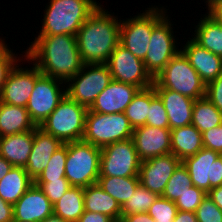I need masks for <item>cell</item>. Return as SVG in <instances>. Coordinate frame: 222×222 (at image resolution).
<instances>
[{"label":"cell","mask_w":222,"mask_h":222,"mask_svg":"<svg viewBox=\"0 0 222 222\" xmlns=\"http://www.w3.org/2000/svg\"><path fill=\"white\" fill-rule=\"evenodd\" d=\"M26 50L24 57L47 76L67 82L82 68L76 36L60 34L38 36Z\"/></svg>","instance_id":"obj_1"},{"label":"cell","mask_w":222,"mask_h":222,"mask_svg":"<svg viewBox=\"0 0 222 222\" xmlns=\"http://www.w3.org/2000/svg\"><path fill=\"white\" fill-rule=\"evenodd\" d=\"M101 6L89 16L76 34L84 64H106L120 42L121 20Z\"/></svg>","instance_id":"obj_2"},{"label":"cell","mask_w":222,"mask_h":222,"mask_svg":"<svg viewBox=\"0 0 222 222\" xmlns=\"http://www.w3.org/2000/svg\"><path fill=\"white\" fill-rule=\"evenodd\" d=\"M38 36L74 35L98 8L96 0H50Z\"/></svg>","instance_id":"obj_3"},{"label":"cell","mask_w":222,"mask_h":222,"mask_svg":"<svg viewBox=\"0 0 222 222\" xmlns=\"http://www.w3.org/2000/svg\"><path fill=\"white\" fill-rule=\"evenodd\" d=\"M87 112L88 108L66 94L39 128L63 143L80 141L85 133Z\"/></svg>","instance_id":"obj_4"},{"label":"cell","mask_w":222,"mask_h":222,"mask_svg":"<svg viewBox=\"0 0 222 222\" xmlns=\"http://www.w3.org/2000/svg\"><path fill=\"white\" fill-rule=\"evenodd\" d=\"M152 86L169 89L194 100L206 94V84L182 51H179L154 78Z\"/></svg>","instance_id":"obj_5"},{"label":"cell","mask_w":222,"mask_h":222,"mask_svg":"<svg viewBox=\"0 0 222 222\" xmlns=\"http://www.w3.org/2000/svg\"><path fill=\"white\" fill-rule=\"evenodd\" d=\"M101 148L83 140L67 143L65 177L71 186L86 188L99 178Z\"/></svg>","instance_id":"obj_6"},{"label":"cell","mask_w":222,"mask_h":222,"mask_svg":"<svg viewBox=\"0 0 222 222\" xmlns=\"http://www.w3.org/2000/svg\"><path fill=\"white\" fill-rule=\"evenodd\" d=\"M133 127L125 113L104 114L88 109L83 141L97 147L132 138Z\"/></svg>","instance_id":"obj_7"},{"label":"cell","mask_w":222,"mask_h":222,"mask_svg":"<svg viewBox=\"0 0 222 222\" xmlns=\"http://www.w3.org/2000/svg\"><path fill=\"white\" fill-rule=\"evenodd\" d=\"M165 13L164 8L153 6L134 18L121 20L119 43L143 60L148 51L152 29L166 15Z\"/></svg>","instance_id":"obj_8"},{"label":"cell","mask_w":222,"mask_h":222,"mask_svg":"<svg viewBox=\"0 0 222 222\" xmlns=\"http://www.w3.org/2000/svg\"><path fill=\"white\" fill-rule=\"evenodd\" d=\"M111 81L107 64H84L83 68L66 82L69 84L66 87V94L89 109Z\"/></svg>","instance_id":"obj_9"},{"label":"cell","mask_w":222,"mask_h":222,"mask_svg":"<svg viewBox=\"0 0 222 222\" xmlns=\"http://www.w3.org/2000/svg\"><path fill=\"white\" fill-rule=\"evenodd\" d=\"M141 160L132 138L101 148L99 177H138Z\"/></svg>","instance_id":"obj_10"},{"label":"cell","mask_w":222,"mask_h":222,"mask_svg":"<svg viewBox=\"0 0 222 222\" xmlns=\"http://www.w3.org/2000/svg\"><path fill=\"white\" fill-rule=\"evenodd\" d=\"M62 83L66 84L63 80L42 74L37 68V81L26 106L35 126L39 127L66 95V88H60Z\"/></svg>","instance_id":"obj_11"},{"label":"cell","mask_w":222,"mask_h":222,"mask_svg":"<svg viewBox=\"0 0 222 222\" xmlns=\"http://www.w3.org/2000/svg\"><path fill=\"white\" fill-rule=\"evenodd\" d=\"M168 16H164L152 29L148 51L143 59L147 72L154 79L169 61L181 50L172 33L173 28ZM178 49V50H177Z\"/></svg>","instance_id":"obj_12"},{"label":"cell","mask_w":222,"mask_h":222,"mask_svg":"<svg viewBox=\"0 0 222 222\" xmlns=\"http://www.w3.org/2000/svg\"><path fill=\"white\" fill-rule=\"evenodd\" d=\"M106 64L114 81L137 86L140 90L153 85L154 79L147 72L144 61L134 56L120 43Z\"/></svg>","instance_id":"obj_13"},{"label":"cell","mask_w":222,"mask_h":222,"mask_svg":"<svg viewBox=\"0 0 222 222\" xmlns=\"http://www.w3.org/2000/svg\"><path fill=\"white\" fill-rule=\"evenodd\" d=\"M182 164L193 185L206 193L222 185V154L219 152L203 147L195 155L186 157Z\"/></svg>","instance_id":"obj_14"},{"label":"cell","mask_w":222,"mask_h":222,"mask_svg":"<svg viewBox=\"0 0 222 222\" xmlns=\"http://www.w3.org/2000/svg\"><path fill=\"white\" fill-rule=\"evenodd\" d=\"M181 163L172 153L141 161L139 182L152 193L162 196L166 184Z\"/></svg>","instance_id":"obj_15"},{"label":"cell","mask_w":222,"mask_h":222,"mask_svg":"<svg viewBox=\"0 0 222 222\" xmlns=\"http://www.w3.org/2000/svg\"><path fill=\"white\" fill-rule=\"evenodd\" d=\"M37 81V67L33 64L31 69L19 68V64L10 70L3 90L0 95V102L9 105L26 107L29 97Z\"/></svg>","instance_id":"obj_16"},{"label":"cell","mask_w":222,"mask_h":222,"mask_svg":"<svg viewBox=\"0 0 222 222\" xmlns=\"http://www.w3.org/2000/svg\"><path fill=\"white\" fill-rule=\"evenodd\" d=\"M132 139L141 161L171 153V130L138 126L133 129Z\"/></svg>","instance_id":"obj_17"},{"label":"cell","mask_w":222,"mask_h":222,"mask_svg":"<svg viewBox=\"0 0 222 222\" xmlns=\"http://www.w3.org/2000/svg\"><path fill=\"white\" fill-rule=\"evenodd\" d=\"M53 214V204L35 183L13 205L14 220L41 222Z\"/></svg>","instance_id":"obj_18"},{"label":"cell","mask_w":222,"mask_h":222,"mask_svg":"<svg viewBox=\"0 0 222 222\" xmlns=\"http://www.w3.org/2000/svg\"><path fill=\"white\" fill-rule=\"evenodd\" d=\"M139 90L137 86L112 80L89 110L104 114L124 113Z\"/></svg>","instance_id":"obj_19"},{"label":"cell","mask_w":222,"mask_h":222,"mask_svg":"<svg viewBox=\"0 0 222 222\" xmlns=\"http://www.w3.org/2000/svg\"><path fill=\"white\" fill-rule=\"evenodd\" d=\"M64 143L44 132L41 128H34V142L25 170L35 181L48 165L53 153Z\"/></svg>","instance_id":"obj_20"},{"label":"cell","mask_w":222,"mask_h":222,"mask_svg":"<svg viewBox=\"0 0 222 222\" xmlns=\"http://www.w3.org/2000/svg\"><path fill=\"white\" fill-rule=\"evenodd\" d=\"M189 39L183 50L181 48L180 50L207 85L222 74V58L200 46L193 39Z\"/></svg>","instance_id":"obj_21"},{"label":"cell","mask_w":222,"mask_h":222,"mask_svg":"<svg viewBox=\"0 0 222 222\" xmlns=\"http://www.w3.org/2000/svg\"><path fill=\"white\" fill-rule=\"evenodd\" d=\"M154 89L163 101L170 130L191 125L194 99L169 89Z\"/></svg>","instance_id":"obj_22"},{"label":"cell","mask_w":222,"mask_h":222,"mask_svg":"<svg viewBox=\"0 0 222 222\" xmlns=\"http://www.w3.org/2000/svg\"><path fill=\"white\" fill-rule=\"evenodd\" d=\"M34 142V129L0 137V155L15 167L27 165Z\"/></svg>","instance_id":"obj_23"},{"label":"cell","mask_w":222,"mask_h":222,"mask_svg":"<svg viewBox=\"0 0 222 222\" xmlns=\"http://www.w3.org/2000/svg\"><path fill=\"white\" fill-rule=\"evenodd\" d=\"M202 148V133L194 125L171 130V153L181 161L195 155Z\"/></svg>","instance_id":"obj_24"},{"label":"cell","mask_w":222,"mask_h":222,"mask_svg":"<svg viewBox=\"0 0 222 222\" xmlns=\"http://www.w3.org/2000/svg\"><path fill=\"white\" fill-rule=\"evenodd\" d=\"M35 127L26 107L0 102V137L28 132Z\"/></svg>","instance_id":"obj_25"},{"label":"cell","mask_w":222,"mask_h":222,"mask_svg":"<svg viewBox=\"0 0 222 222\" xmlns=\"http://www.w3.org/2000/svg\"><path fill=\"white\" fill-rule=\"evenodd\" d=\"M84 205L85 211L102 213L113 220L121 219L122 207L97 183L84 188Z\"/></svg>","instance_id":"obj_26"},{"label":"cell","mask_w":222,"mask_h":222,"mask_svg":"<svg viewBox=\"0 0 222 222\" xmlns=\"http://www.w3.org/2000/svg\"><path fill=\"white\" fill-rule=\"evenodd\" d=\"M33 184L24 167L13 166L0 180V197L14 205Z\"/></svg>","instance_id":"obj_27"},{"label":"cell","mask_w":222,"mask_h":222,"mask_svg":"<svg viewBox=\"0 0 222 222\" xmlns=\"http://www.w3.org/2000/svg\"><path fill=\"white\" fill-rule=\"evenodd\" d=\"M204 15L195 27L192 39L208 51L222 58V23L209 13Z\"/></svg>","instance_id":"obj_28"},{"label":"cell","mask_w":222,"mask_h":222,"mask_svg":"<svg viewBox=\"0 0 222 222\" xmlns=\"http://www.w3.org/2000/svg\"><path fill=\"white\" fill-rule=\"evenodd\" d=\"M85 211L84 188L72 186L53 204V214L68 222H77Z\"/></svg>","instance_id":"obj_29"},{"label":"cell","mask_w":222,"mask_h":222,"mask_svg":"<svg viewBox=\"0 0 222 222\" xmlns=\"http://www.w3.org/2000/svg\"><path fill=\"white\" fill-rule=\"evenodd\" d=\"M97 184L122 207L140 184L139 177H99Z\"/></svg>","instance_id":"obj_30"},{"label":"cell","mask_w":222,"mask_h":222,"mask_svg":"<svg viewBox=\"0 0 222 222\" xmlns=\"http://www.w3.org/2000/svg\"><path fill=\"white\" fill-rule=\"evenodd\" d=\"M191 124L203 133L222 124V112L204 96L194 101Z\"/></svg>","instance_id":"obj_31"},{"label":"cell","mask_w":222,"mask_h":222,"mask_svg":"<svg viewBox=\"0 0 222 222\" xmlns=\"http://www.w3.org/2000/svg\"><path fill=\"white\" fill-rule=\"evenodd\" d=\"M149 109L150 87L139 90L133 97L131 103L126 107L124 113L133 129L146 124Z\"/></svg>","instance_id":"obj_32"},{"label":"cell","mask_w":222,"mask_h":222,"mask_svg":"<svg viewBox=\"0 0 222 222\" xmlns=\"http://www.w3.org/2000/svg\"><path fill=\"white\" fill-rule=\"evenodd\" d=\"M190 186H193V183L189 172L181 163L166 184L162 197L175 202Z\"/></svg>","instance_id":"obj_33"},{"label":"cell","mask_w":222,"mask_h":222,"mask_svg":"<svg viewBox=\"0 0 222 222\" xmlns=\"http://www.w3.org/2000/svg\"><path fill=\"white\" fill-rule=\"evenodd\" d=\"M157 198V194L139 184L130 200L122 206V216L148 212Z\"/></svg>","instance_id":"obj_34"},{"label":"cell","mask_w":222,"mask_h":222,"mask_svg":"<svg viewBox=\"0 0 222 222\" xmlns=\"http://www.w3.org/2000/svg\"><path fill=\"white\" fill-rule=\"evenodd\" d=\"M66 159L67 143H64L53 153L48 165L34 182H50L51 180L66 178Z\"/></svg>","instance_id":"obj_35"},{"label":"cell","mask_w":222,"mask_h":222,"mask_svg":"<svg viewBox=\"0 0 222 222\" xmlns=\"http://www.w3.org/2000/svg\"><path fill=\"white\" fill-rule=\"evenodd\" d=\"M146 125L169 129V119L163 101L156 94L153 86L150 87V109Z\"/></svg>","instance_id":"obj_36"},{"label":"cell","mask_w":222,"mask_h":222,"mask_svg":"<svg viewBox=\"0 0 222 222\" xmlns=\"http://www.w3.org/2000/svg\"><path fill=\"white\" fill-rule=\"evenodd\" d=\"M178 212L175 202L162 196H158L148 210V214L156 222H173Z\"/></svg>","instance_id":"obj_37"},{"label":"cell","mask_w":222,"mask_h":222,"mask_svg":"<svg viewBox=\"0 0 222 222\" xmlns=\"http://www.w3.org/2000/svg\"><path fill=\"white\" fill-rule=\"evenodd\" d=\"M207 196V193L197 188L190 186L187 190L175 201V205L180 211L194 212L201 204L202 200Z\"/></svg>","instance_id":"obj_38"},{"label":"cell","mask_w":222,"mask_h":222,"mask_svg":"<svg viewBox=\"0 0 222 222\" xmlns=\"http://www.w3.org/2000/svg\"><path fill=\"white\" fill-rule=\"evenodd\" d=\"M39 186L52 204L58 202L72 186L66 178L51 180L50 182H34Z\"/></svg>","instance_id":"obj_39"},{"label":"cell","mask_w":222,"mask_h":222,"mask_svg":"<svg viewBox=\"0 0 222 222\" xmlns=\"http://www.w3.org/2000/svg\"><path fill=\"white\" fill-rule=\"evenodd\" d=\"M12 51L9 50L4 40L0 38V95L10 70L15 66L17 61L20 62L19 57L16 59L17 56Z\"/></svg>","instance_id":"obj_40"},{"label":"cell","mask_w":222,"mask_h":222,"mask_svg":"<svg viewBox=\"0 0 222 222\" xmlns=\"http://www.w3.org/2000/svg\"><path fill=\"white\" fill-rule=\"evenodd\" d=\"M195 214L198 222H222V211L208 195L202 200Z\"/></svg>","instance_id":"obj_41"},{"label":"cell","mask_w":222,"mask_h":222,"mask_svg":"<svg viewBox=\"0 0 222 222\" xmlns=\"http://www.w3.org/2000/svg\"><path fill=\"white\" fill-rule=\"evenodd\" d=\"M203 147L222 154V124L202 133Z\"/></svg>","instance_id":"obj_42"},{"label":"cell","mask_w":222,"mask_h":222,"mask_svg":"<svg viewBox=\"0 0 222 222\" xmlns=\"http://www.w3.org/2000/svg\"><path fill=\"white\" fill-rule=\"evenodd\" d=\"M205 97L222 112V74L206 85Z\"/></svg>","instance_id":"obj_43"},{"label":"cell","mask_w":222,"mask_h":222,"mask_svg":"<svg viewBox=\"0 0 222 222\" xmlns=\"http://www.w3.org/2000/svg\"><path fill=\"white\" fill-rule=\"evenodd\" d=\"M112 220L111 217L102 213L84 211L77 222H111Z\"/></svg>","instance_id":"obj_44"},{"label":"cell","mask_w":222,"mask_h":222,"mask_svg":"<svg viewBox=\"0 0 222 222\" xmlns=\"http://www.w3.org/2000/svg\"><path fill=\"white\" fill-rule=\"evenodd\" d=\"M13 220V204L0 197V222H12Z\"/></svg>","instance_id":"obj_45"},{"label":"cell","mask_w":222,"mask_h":222,"mask_svg":"<svg viewBox=\"0 0 222 222\" xmlns=\"http://www.w3.org/2000/svg\"><path fill=\"white\" fill-rule=\"evenodd\" d=\"M123 222H156L147 212L121 216Z\"/></svg>","instance_id":"obj_46"},{"label":"cell","mask_w":222,"mask_h":222,"mask_svg":"<svg viewBox=\"0 0 222 222\" xmlns=\"http://www.w3.org/2000/svg\"><path fill=\"white\" fill-rule=\"evenodd\" d=\"M207 195L215 203V205L222 211V185L211 189L207 193Z\"/></svg>","instance_id":"obj_47"},{"label":"cell","mask_w":222,"mask_h":222,"mask_svg":"<svg viewBox=\"0 0 222 222\" xmlns=\"http://www.w3.org/2000/svg\"><path fill=\"white\" fill-rule=\"evenodd\" d=\"M173 222H198V220L194 212L178 210Z\"/></svg>","instance_id":"obj_48"},{"label":"cell","mask_w":222,"mask_h":222,"mask_svg":"<svg viewBox=\"0 0 222 222\" xmlns=\"http://www.w3.org/2000/svg\"><path fill=\"white\" fill-rule=\"evenodd\" d=\"M208 13L218 22L222 23V1L213 6Z\"/></svg>","instance_id":"obj_49"},{"label":"cell","mask_w":222,"mask_h":222,"mask_svg":"<svg viewBox=\"0 0 222 222\" xmlns=\"http://www.w3.org/2000/svg\"><path fill=\"white\" fill-rule=\"evenodd\" d=\"M13 168L5 158L0 155V180Z\"/></svg>","instance_id":"obj_50"},{"label":"cell","mask_w":222,"mask_h":222,"mask_svg":"<svg viewBox=\"0 0 222 222\" xmlns=\"http://www.w3.org/2000/svg\"><path fill=\"white\" fill-rule=\"evenodd\" d=\"M41 222H68V221L64 220L63 218L59 216L52 214L51 216L47 217Z\"/></svg>","instance_id":"obj_51"},{"label":"cell","mask_w":222,"mask_h":222,"mask_svg":"<svg viewBox=\"0 0 222 222\" xmlns=\"http://www.w3.org/2000/svg\"><path fill=\"white\" fill-rule=\"evenodd\" d=\"M222 0H207L206 4L208 3V11L215 6L218 2H221Z\"/></svg>","instance_id":"obj_52"},{"label":"cell","mask_w":222,"mask_h":222,"mask_svg":"<svg viewBox=\"0 0 222 222\" xmlns=\"http://www.w3.org/2000/svg\"><path fill=\"white\" fill-rule=\"evenodd\" d=\"M111 222H123L122 219L112 220Z\"/></svg>","instance_id":"obj_53"},{"label":"cell","mask_w":222,"mask_h":222,"mask_svg":"<svg viewBox=\"0 0 222 222\" xmlns=\"http://www.w3.org/2000/svg\"><path fill=\"white\" fill-rule=\"evenodd\" d=\"M12 222H24V221H17V220H13Z\"/></svg>","instance_id":"obj_54"}]
</instances>
